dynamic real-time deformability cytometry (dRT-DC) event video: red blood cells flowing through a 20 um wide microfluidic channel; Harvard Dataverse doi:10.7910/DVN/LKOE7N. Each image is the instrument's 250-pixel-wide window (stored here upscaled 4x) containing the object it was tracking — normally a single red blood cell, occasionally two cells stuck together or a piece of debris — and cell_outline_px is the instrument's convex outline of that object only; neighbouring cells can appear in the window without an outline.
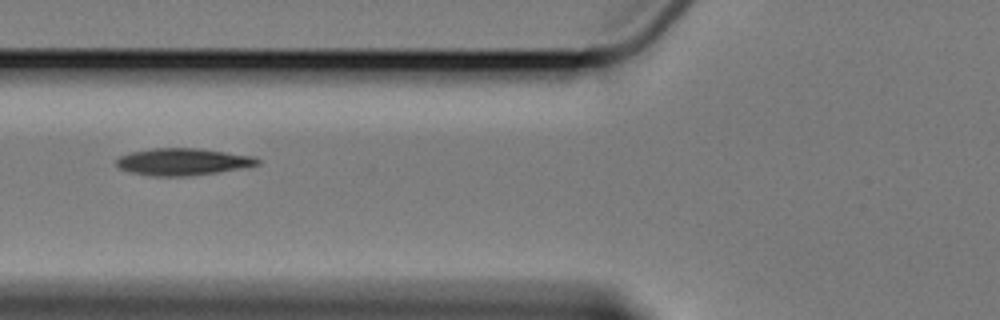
{"species": "Egyptian fruit bat (a non-hibernating species)", "species_latin": "Rousettus aegyptiacus", "temperature_condition": "cold", "stored_images_in_passage": 4, "camera_frame_rate_fps": 3000, "um_per_image_px": 0.085, "animal": {"sex": "female"}, "frame": {"image": 1, "passage_image": 2, "time_ms": 1.333, "image_size_px": [1000, 320], "cell_outline_px": [[260, 164], [240, 168], [216, 172], [188, 176], [152, 176], [132, 172], [120, 168], [116, 164], [116, 160], [120, 156], [128, 152], [152, 148], [196, 148], [256, 156], [260, 160]], "centroid_in_image_um": [15.53, 13.74], "position_along_channel_um": 110.3, "area_um2": 22.14}}
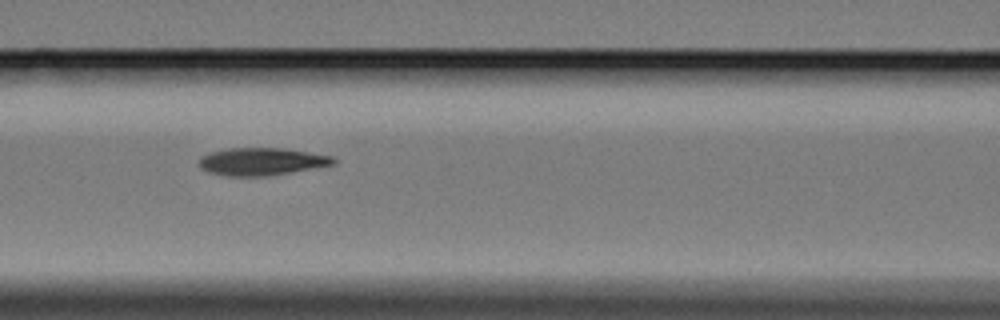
{"frame": {"image": 2, "passage_image": 3, "time_ms": 2.333, "image_size_px": [1000, 320], "cell_outline_px": [[336, 164], [316, 168], [268, 176], [228, 176], [208, 172], [200, 168], [200, 156], [212, 152], [228, 148], [284, 148], [332, 156], [336, 160]], "centroid_in_image_um": [22.26, 13.73], "position_along_channel_um": 144.3, "area_um2": 21.62}}
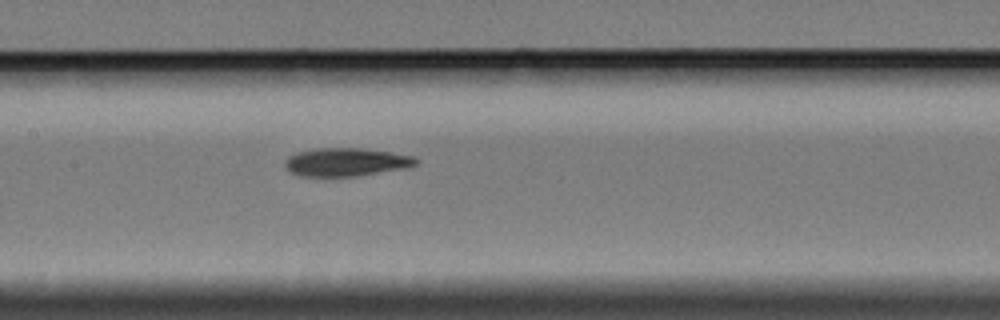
{"frame": {"image": 3, "passage_image": 4, "time_ms": 3.333, "image_size_px": [1000, 320], "cell_outline_px": [[420, 160], [416, 164], [408, 168], [356, 176], [300, 176], [292, 172], [284, 164], [284, 160], [288, 156], [296, 152], [316, 148], [360, 148], [416, 156]], "centroid_in_image_um": [29.44, 13.77], "position_along_channel_um": 178.0, "area_um2": 21.62}}